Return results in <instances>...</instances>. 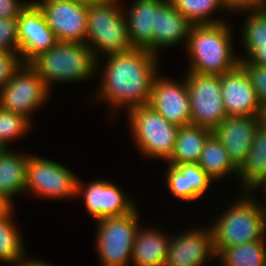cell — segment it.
Returning <instances> with one entry per match:
<instances>
[{
    "label": "cell",
    "mask_w": 266,
    "mask_h": 266,
    "mask_svg": "<svg viewBox=\"0 0 266 266\" xmlns=\"http://www.w3.org/2000/svg\"><path fill=\"white\" fill-rule=\"evenodd\" d=\"M18 53L23 64L51 49L58 41L38 5L31 0L18 17Z\"/></svg>",
    "instance_id": "16"
},
{
    "label": "cell",
    "mask_w": 266,
    "mask_h": 266,
    "mask_svg": "<svg viewBox=\"0 0 266 266\" xmlns=\"http://www.w3.org/2000/svg\"><path fill=\"white\" fill-rule=\"evenodd\" d=\"M239 64L244 68L250 82L257 94L263 108L266 107V67L251 63L248 59H239Z\"/></svg>",
    "instance_id": "31"
},
{
    "label": "cell",
    "mask_w": 266,
    "mask_h": 266,
    "mask_svg": "<svg viewBox=\"0 0 266 266\" xmlns=\"http://www.w3.org/2000/svg\"><path fill=\"white\" fill-rule=\"evenodd\" d=\"M194 24L184 17L170 0H166L156 10V28L153 30V54L161 58L163 50L178 48L188 43Z\"/></svg>",
    "instance_id": "19"
},
{
    "label": "cell",
    "mask_w": 266,
    "mask_h": 266,
    "mask_svg": "<svg viewBox=\"0 0 266 266\" xmlns=\"http://www.w3.org/2000/svg\"><path fill=\"white\" fill-rule=\"evenodd\" d=\"M35 125L21 114L9 112L0 108V148H12L13 142L28 138L33 132ZM21 139V140H20ZM18 141V142H17Z\"/></svg>",
    "instance_id": "29"
},
{
    "label": "cell",
    "mask_w": 266,
    "mask_h": 266,
    "mask_svg": "<svg viewBox=\"0 0 266 266\" xmlns=\"http://www.w3.org/2000/svg\"><path fill=\"white\" fill-rule=\"evenodd\" d=\"M221 95L227 116H263L255 89L244 68L238 64L234 69L220 75Z\"/></svg>",
    "instance_id": "17"
},
{
    "label": "cell",
    "mask_w": 266,
    "mask_h": 266,
    "mask_svg": "<svg viewBox=\"0 0 266 266\" xmlns=\"http://www.w3.org/2000/svg\"><path fill=\"white\" fill-rule=\"evenodd\" d=\"M165 165L161 168L165 169L162 171L165 175L163 182L168 190L167 195L169 194L173 200H179L181 204L184 202L186 205L200 200H204L200 201L202 206H204V202L208 203L205 199H208V195L211 194L209 192H213L211 189H216L217 185L198 163H185L176 166L166 163Z\"/></svg>",
    "instance_id": "15"
},
{
    "label": "cell",
    "mask_w": 266,
    "mask_h": 266,
    "mask_svg": "<svg viewBox=\"0 0 266 266\" xmlns=\"http://www.w3.org/2000/svg\"><path fill=\"white\" fill-rule=\"evenodd\" d=\"M31 0H0V18H18Z\"/></svg>",
    "instance_id": "36"
},
{
    "label": "cell",
    "mask_w": 266,
    "mask_h": 266,
    "mask_svg": "<svg viewBox=\"0 0 266 266\" xmlns=\"http://www.w3.org/2000/svg\"><path fill=\"white\" fill-rule=\"evenodd\" d=\"M163 70L153 81L148 105L170 123L179 127L189 125L191 111L186 77L177 80Z\"/></svg>",
    "instance_id": "13"
},
{
    "label": "cell",
    "mask_w": 266,
    "mask_h": 266,
    "mask_svg": "<svg viewBox=\"0 0 266 266\" xmlns=\"http://www.w3.org/2000/svg\"><path fill=\"white\" fill-rule=\"evenodd\" d=\"M191 123L214 130L226 117L220 75L185 72Z\"/></svg>",
    "instance_id": "11"
},
{
    "label": "cell",
    "mask_w": 266,
    "mask_h": 266,
    "mask_svg": "<svg viewBox=\"0 0 266 266\" xmlns=\"http://www.w3.org/2000/svg\"><path fill=\"white\" fill-rule=\"evenodd\" d=\"M227 14L240 15L252 11L264 9L265 0H221Z\"/></svg>",
    "instance_id": "34"
},
{
    "label": "cell",
    "mask_w": 266,
    "mask_h": 266,
    "mask_svg": "<svg viewBox=\"0 0 266 266\" xmlns=\"http://www.w3.org/2000/svg\"><path fill=\"white\" fill-rule=\"evenodd\" d=\"M263 120L266 122V115H263Z\"/></svg>",
    "instance_id": "41"
},
{
    "label": "cell",
    "mask_w": 266,
    "mask_h": 266,
    "mask_svg": "<svg viewBox=\"0 0 266 266\" xmlns=\"http://www.w3.org/2000/svg\"><path fill=\"white\" fill-rule=\"evenodd\" d=\"M80 177L75 200L81 199L85 212L94 221L126 215L139 205L137 198L127 194L117 183L96 177L87 182Z\"/></svg>",
    "instance_id": "10"
},
{
    "label": "cell",
    "mask_w": 266,
    "mask_h": 266,
    "mask_svg": "<svg viewBox=\"0 0 266 266\" xmlns=\"http://www.w3.org/2000/svg\"><path fill=\"white\" fill-rule=\"evenodd\" d=\"M263 116H227L213 131L238 168L250 151L255 131Z\"/></svg>",
    "instance_id": "18"
},
{
    "label": "cell",
    "mask_w": 266,
    "mask_h": 266,
    "mask_svg": "<svg viewBox=\"0 0 266 266\" xmlns=\"http://www.w3.org/2000/svg\"><path fill=\"white\" fill-rule=\"evenodd\" d=\"M261 189V190H260ZM258 190V191H257ZM261 191V195H264L263 197H262V199L264 198V201H262V199L260 200V198H259V202L266 208V178L259 184V185H257L255 188H254V190H253V192H260Z\"/></svg>",
    "instance_id": "39"
},
{
    "label": "cell",
    "mask_w": 266,
    "mask_h": 266,
    "mask_svg": "<svg viewBox=\"0 0 266 266\" xmlns=\"http://www.w3.org/2000/svg\"><path fill=\"white\" fill-rule=\"evenodd\" d=\"M96 60L133 49L121 0L87 5V40Z\"/></svg>",
    "instance_id": "5"
},
{
    "label": "cell",
    "mask_w": 266,
    "mask_h": 266,
    "mask_svg": "<svg viewBox=\"0 0 266 266\" xmlns=\"http://www.w3.org/2000/svg\"><path fill=\"white\" fill-rule=\"evenodd\" d=\"M125 114L127 130L138 154L146 161L161 160L165 164L172 156L179 126L165 120L148 104Z\"/></svg>",
    "instance_id": "6"
},
{
    "label": "cell",
    "mask_w": 266,
    "mask_h": 266,
    "mask_svg": "<svg viewBox=\"0 0 266 266\" xmlns=\"http://www.w3.org/2000/svg\"><path fill=\"white\" fill-rule=\"evenodd\" d=\"M56 264L51 261L45 260L44 258H35L31 255L27 256L24 260L17 262L11 266H55Z\"/></svg>",
    "instance_id": "37"
},
{
    "label": "cell",
    "mask_w": 266,
    "mask_h": 266,
    "mask_svg": "<svg viewBox=\"0 0 266 266\" xmlns=\"http://www.w3.org/2000/svg\"><path fill=\"white\" fill-rule=\"evenodd\" d=\"M170 1L173 3L174 7L194 25L219 24L230 20V18H227L229 14H227L224 9L221 0ZM216 12L219 17L216 15Z\"/></svg>",
    "instance_id": "27"
},
{
    "label": "cell",
    "mask_w": 266,
    "mask_h": 266,
    "mask_svg": "<svg viewBox=\"0 0 266 266\" xmlns=\"http://www.w3.org/2000/svg\"><path fill=\"white\" fill-rule=\"evenodd\" d=\"M205 223L201 226L189 222L190 229L185 227L171 234L164 266H209L216 261L211 229L208 222Z\"/></svg>",
    "instance_id": "12"
},
{
    "label": "cell",
    "mask_w": 266,
    "mask_h": 266,
    "mask_svg": "<svg viewBox=\"0 0 266 266\" xmlns=\"http://www.w3.org/2000/svg\"><path fill=\"white\" fill-rule=\"evenodd\" d=\"M71 1L82 3L85 5H91L93 3L103 2L105 0H71Z\"/></svg>",
    "instance_id": "40"
},
{
    "label": "cell",
    "mask_w": 266,
    "mask_h": 266,
    "mask_svg": "<svg viewBox=\"0 0 266 266\" xmlns=\"http://www.w3.org/2000/svg\"><path fill=\"white\" fill-rule=\"evenodd\" d=\"M61 163L50 157L30 153L27 161L26 196L49 201L75 200L79 176Z\"/></svg>",
    "instance_id": "8"
},
{
    "label": "cell",
    "mask_w": 266,
    "mask_h": 266,
    "mask_svg": "<svg viewBox=\"0 0 266 266\" xmlns=\"http://www.w3.org/2000/svg\"><path fill=\"white\" fill-rule=\"evenodd\" d=\"M53 95L37 72L29 64H22L0 89V108L21 114L36 125L35 113L47 107Z\"/></svg>",
    "instance_id": "9"
},
{
    "label": "cell",
    "mask_w": 266,
    "mask_h": 266,
    "mask_svg": "<svg viewBox=\"0 0 266 266\" xmlns=\"http://www.w3.org/2000/svg\"><path fill=\"white\" fill-rule=\"evenodd\" d=\"M18 48V18H0V52L18 53Z\"/></svg>",
    "instance_id": "32"
},
{
    "label": "cell",
    "mask_w": 266,
    "mask_h": 266,
    "mask_svg": "<svg viewBox=\"0 0 266 266\" xmlns=\"http://www.w3.org/2000/svg\"><path fill=\"white\" fill-rule=\"evenodd\" d=\"M212 130L197 125L179 127L175 146L167 164L176 166L185 163H198L201 152Z\"/></svg>",
    "instance_id": "25"
},
{
    "label": "cell",
    "mask_w": 266,
    "mask_h": 266,
    "mask_svg": "<svg viewBox=\"0 0 266 266\" xmlns=\"http://www.w3.org/2000/svg\"><path fill=\"white\" fill-rule=\"evenodd\" d=\"M244 14L245 18L241 21L240 29L237 34L239 44H266V10H258ZM241 42V43H240Z\"/></svg>",
    "instance_id": "30"
},
{
    "label": "cell",
    "mask_w": 266,
    "mask_h": 266,
    "mask_svg": "<svg viewBox=\"0 0 266 266\" xmlns=\"http://www.w3.org/2000/svg\"><path fill=\"white\" fill-rule=\"evenodd\" d=\"M236 191L231 201H224L228 204L223 203L222 208L217 204L218 211L214 209V213L205 216L212 215V220L206 222L216 254L223 248L266 240V208L259 202V196L253 191Z\"/></svg>",
    "instance_id": "2"
},
{
    "label": "cell",
    "mask_w": 266,
    "mask_h": 266,
    "mask_svg": "<svg viewBox=\"0 0 266 266\" xmlns=\"http://www.w3.org/2000/svg\"><path fill=\"white\" fill-rule=\"evenodd\" d=\"M140 206L126 215L95 221L93 248L101 266H130L136 233L145 223Z\"/></svg>",
    "instance_id": "7"
},
{
    "label": "cell",
    "mask_w": 266,
    "mask_h": 266,
    "mask_svg": "<svg viewBox=\"0 0 266 266\" xmlns=\"http://www.w3.org/2000/svg\"><path fill=\"white\" fill-rule=\"evenodd\" d=\"M96 63L97 60L87 44L58 41L29 65L54 94L53 89L57 84L74 85L96 79Z\"/></svg>",
    "instance_id": "4"
},
{
    "label": "cell",
    "mask_w": 266,
    "mask_h": 266,
    "mask_svg": "<svg viewBox=\"0 0 266 266\" xmlns=\"http://www.w3.org/2000/svg\"><path fill=\"white\" fill-rule=\"evenodd\" d=\"M240 46L243 54L237 51L239 59H248L251 63L266 67V44H240Z\"/></svg>",
    "instance_id": "35"
},
{
    "label": "cell",
    "mask_w": 266,
    "mask_h": 266,
    "mask_svg": "<svg viewBox=\"0 0 266 266\" xmlns=\"http://www.w3.org/2000/svg\"><path fill=\"white\" fill-rule=\"evenodd\" d=\"M59 42L86 44L87 5L71 0H33Z\"/></svg>",
    "instance_id": "14"
},
{
    "label": "cell",
    "mask_w": 266,
    "mask_h": 266,
    "mask_svg": "<svg viewBox=\"0 0 266 266\" xmlns=\"http://www.w3.org/2000/svg\"><path fill=\"white\" fill-rule=\"evenodd\" d=\"M16 212L0 218V263L14 265L24 260L29 254L24 242V234L16 218ZM16 219V220H15ZM23 235V236H22Z\"/></svg>",
    "instance_id": "26"
},
{
    "label": "cell",
    "mask_w": 266,
    "mask_h": 266,
    "mask_svg": "<svg viewBox=\"0 0 266 266\" xmlns=\"http://www.w3.org/2000/svg\"><path fill=\"white\" fill-rule=\"evenodd\" d=\"M230 22L192 26L184 50L188 57L184 72L223 75L239 64L234 35L238 28Z\"/></svg>",
    "instance_id": "3"
},
{
    "label": "cell",
    "mask_w": 266,
    "mask_h": 266,
    "mask_svg": "<svg viewBox=\"0 0 266 266\" xmlns=\"http://www.w3.org/2000/svg\"><path fill=\"white\" fill-rule=\"evenodd\" d=\"M198 165L216 184L220 185L221 182V186L225 179L230 182L237 180V167L230 160L222 142L214 134H211L205 142Z\"/></svg>",
    "instance_id": "24"
},
{
    "label": "cell",
    "mask_w": 266,
    "mask_h": 266,
    "mask_svg": "<svg viewBox=\"0 0 266 266\" xmlns=\"http://www.w3.org/2000/svg\"><path fill=\"white\" fill-rule=\"evenodd\" d=\"M166 0H121L131 44L153 53L156 10ZM128 3V4H126Z\"/></svg>",
    "instance_id": "20"
},
{
    "label": "cell",
    "mask_w": 266,
    "mask_h": 266,
    "mask_svg": "<svg viewBox=\"0 0 266 266\" xmlns=\"http://www.w3.org/2000/svg\"><path fill=\"white\" fill-rule=\"evenodd\" d=\"M17 149H0V194L9 198L15 205L17 202H14V198L17 200V197L25 194L27 161L30 154Z\"/></svg>",
    "instance_id": "22"
},
{
    "label": "cell",
    "mask_w": 266,
    "mask_h": 266,
    "mask_svg": "<svg viewBox=\"0 0 266 266\" xmlns=\"http://www.w3.org/2000/svg\"><path fill=\"white\" fill-rule=\"evenodd\" d=\"M144 224L136 233L130 266H164L171 241V231L166 232L162 228H157L155 224Z\"/></svg>",
    "instance_id": "21"
},
{
    "label": "cell",
    "mask_w": 266,
    "mask_h": 266,
    "mask_svg": "<svg viewBox=\"0 0 266 266\" xmlns=\"http://www.w3.org/2000/svg\"><path fill=\"white\" fill-rule=\"evenodd\" d=\"M161 60L140 48L97 60L96 78L99 81L96 89L94 87L91 91L90 102L106 105L108 117H116V121L119 112L124 111V115L132 108L149 104L153 81L161 72Z\"/></svg>",
    "instance_id": "1"
},
{
    "label": "cell",
    "mask_w": 266,
    "mask_h": 266,
    "mask_svg": "<svg viewBox=\"0 0 266 266\" xmlns=\"http://www.w3.org/2000/svg\"><path fill=\"white\" fill-rule=\"evenodd\" d=\"M17 210L16 205L6 196L0 194V218L10 215Z\"/></svg>",
    "instance_id": "38"
},
{
    "label": "cell",
    "mask_w": 266,
    "mask_h": 266,
    "mask_svg": "<svg viewBox=\"0 0 266 266\" xmlns=\"http://www.w3.org/2000/svg\"><path fill=\"white\" fill-rule=\"evenodd\" d=\"M23 62L17 52H0V89L13 77Z\"/></svg>",
    "instance_id": "33"
},
{
    "label": "cell",
    "mask_w": 266,
    "mask_h": 266,
    "mask_svg": "<svg viewBox=\"0 0 266 266\" xmlns=\"http://www.w3.org/2000/svg\"><path fill=\"white\" fill-rule=\"evenodd\" d=\"M266 178V122L255 131L254 140L246 158L237 168L238 191H253Z\"/></svg>",
    "instance_id": "23"
},
{
    "label": "cell",
    "mask_w": 266,
    "mask_h": 266,
    "mask_svg": "<svg viewBox=\"0 0 266 266\" xmlns=\"http://www.w3.org/2000/svg\"><path fill=\"white\" fill-rule=\"evenodd\" d=\"M265 256L266 240H259L221 249L216 262L219 266H264Z\"/></svg>",
    "instance_id": "28"
}]
</instances>
